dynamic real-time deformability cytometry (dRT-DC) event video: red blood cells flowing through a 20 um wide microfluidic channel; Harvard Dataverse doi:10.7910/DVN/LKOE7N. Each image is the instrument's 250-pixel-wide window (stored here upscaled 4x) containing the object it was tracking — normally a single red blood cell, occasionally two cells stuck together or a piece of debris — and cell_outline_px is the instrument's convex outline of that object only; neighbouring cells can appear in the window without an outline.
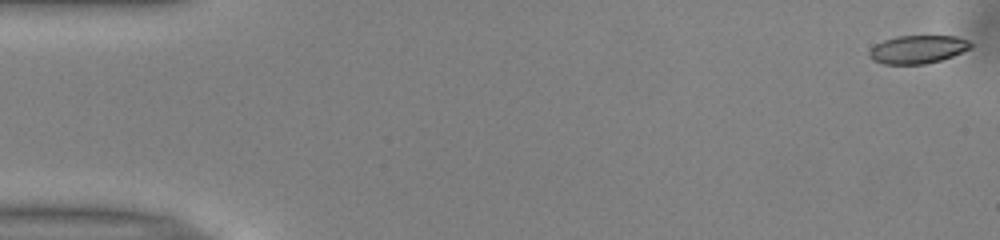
{"species": "common noctule bat (a hibernating species)", "species_latin": "Nyctalus noctula", "temperature_condition": "warm", "stored_images_in_passage": 43, "camera_frame_rate_fps": 3000, "um_per_image_px": 0.085, "animal": {"sex": "male", "body_mass_g": 13.0, "forearm_length_mm": 53.1}, "frame": {"image": 1, "passage_image": 1, "time_ms": 0.0, "image_size_px": [1000, 240], "cell_outline_px": [[972, 48], [952, 56], [940, 60], [924, 64], [884, 64], [872, 60], [868, 56], [868, 52], [876, 44], [884, 40], [896, 36], [956, 36], [968, 40], [972, 44]], "centroid_in_image_um": [78.0, 4.2], "position_along_channel_um": 7.0, "area_um2": 16.65}}
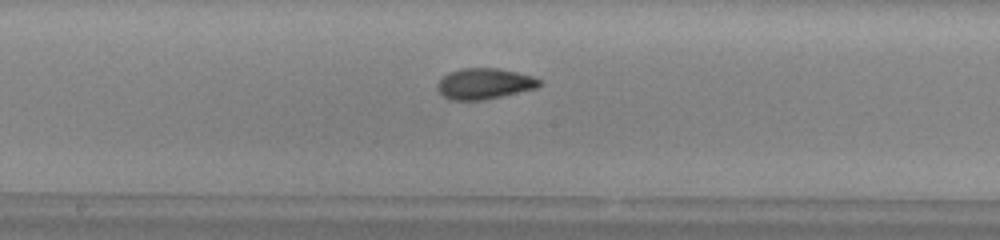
{"frame": {"image": 2, "passage_image": 27, "time_ms": 8.667, "image_size_px": [1000, 240], "cell_outline_px": [[544, 84], [536, 88], [484, 100], [448, 100], [436, 88], [436, 84], [448, 72], [460, 68], [500, 68], [532, 76], [540, 80]], "centroid_in_image_um": [41.16, 7.11], "position_along_channel_um": 207.0, "area_um2": 18.44}}
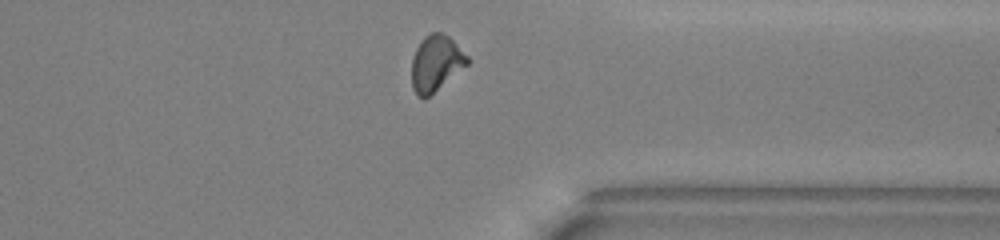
{"frame": {"image": 3, "passage_image": 40, "time_ms": 13.0, "image_size_px": [1000, 240], "cell_outline_px": [[468, 64], [424, 100], [416, 96], [412, 88], [412, 56], [420, 40], [424, 36], [432, 32], [440, 32], [448, 36], [468, 56]], "centroid_in_image_um": [37.01, 5.38], "position_along_channel_um": 374.4, "area_um2": 18.09}, "authors_computed_cell_mechanics": {"area_um2": 17.918, "velocity_mm_per_s": 3.986, "shape_relaxation_time_tau1_ms": 3.2398, "shape_relaxation_time_tau2_ms": 1.7736, "deformation_change_tau1": 0.1483, "deformation_change_tau2": 0.0825}}